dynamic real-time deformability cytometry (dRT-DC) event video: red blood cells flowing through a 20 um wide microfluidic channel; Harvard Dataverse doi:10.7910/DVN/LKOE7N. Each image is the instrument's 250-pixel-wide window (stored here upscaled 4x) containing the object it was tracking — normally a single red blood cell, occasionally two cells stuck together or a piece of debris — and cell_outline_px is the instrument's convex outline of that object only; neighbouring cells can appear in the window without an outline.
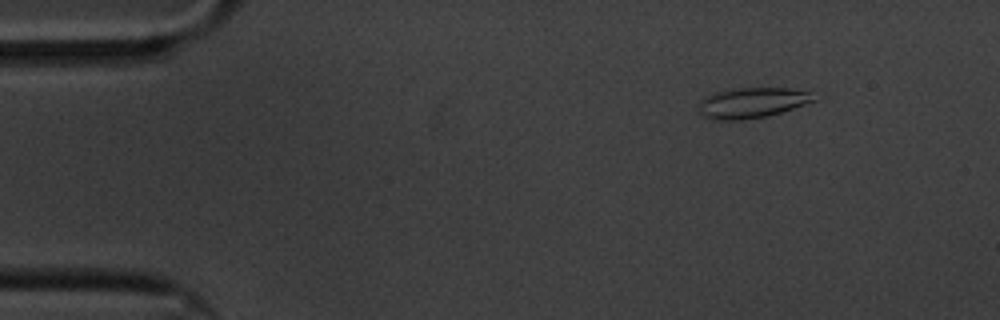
{"species": "common noctule bat (a hibernating species)", "species_latin": "Nyctalus noctula", "temperature_condition": "cold", "stored_images_in_passage": 54, "camera_frame_rate_fps": 3000, "um_per_image_px": 0.085, "animal": {"sex": "male", "body_mass_g": 20.1, "forearm_length_mm": 53.5}, "frame": {"image": 1, "passage_image": 1, "time_ms": 0.0, "image_size_px": [1000, 320], "cell_outline_px": [[816, 100], [768, 116], [740, 120], [712, 120], [704, 116], [700, 112], [700, 104], [704, 96], [712, 92], [732, 88], [788, 88], [808, 92], [816, 96]], "centroid_in_image_um": [63.88, 8.73], "position_along_channel_um": 21.1, "area_um2": 20.35}}
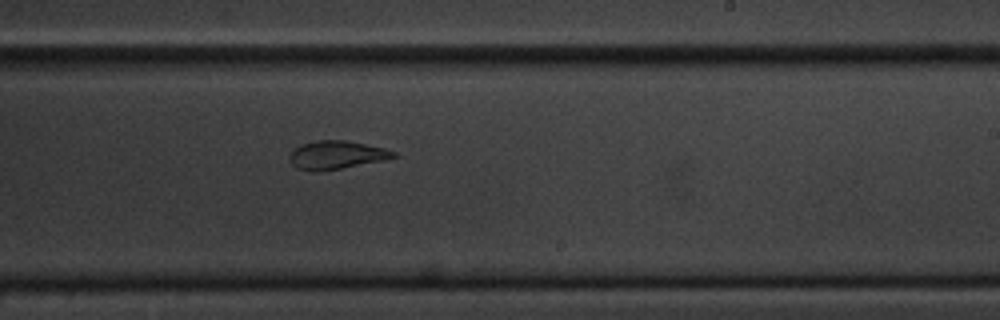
{"frame": {"image": 2, "passage_image": 30, "time_ms": 9.667, "image_size_px": [1000, 320], "cell_outline_px": [[396, 156], [384, 160], [340, 168], [312, 172], [296, 168], [288, 160], [288, 156], [300, 144], [316, 140], [344, 140], [384, 148], [396, 152]], "centroid_in_image_um": [28.54, 13.17], "position_along_channel_um": 260.5, "area_um2": 16.99}}
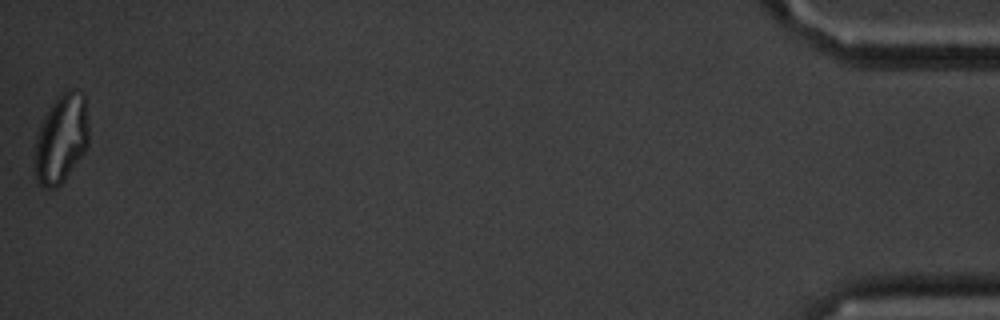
{"frame": {"image": 3, "passage_image": 54, "time_ms": 17.667, "image_size_px": [1000, 320], "cell_outline_px": [[88, 148], [64, 180], [56, 188], [44, 188], [36, 180], [32, 160], [36, 136], [40, 124], [52, 104], [60, 92], [72, 88], [76, 88], [84, 96], [88, 128]], "centroid_in_image_um": [5.17, 11.81], "position_along_channel_um": 430.0, "area_um2": 28.44}, "authors_computed_cell_mechanics": {"area_um2": 18.6116, "velocity_mm_per_s": 3.304, "shape_relaxation_time_tau1_ms": null, "shape_relaxation_time_tau2_ms": 2.4133, "deformation_change_tau1": null, "deformation_change_tau2": 0.0747}}